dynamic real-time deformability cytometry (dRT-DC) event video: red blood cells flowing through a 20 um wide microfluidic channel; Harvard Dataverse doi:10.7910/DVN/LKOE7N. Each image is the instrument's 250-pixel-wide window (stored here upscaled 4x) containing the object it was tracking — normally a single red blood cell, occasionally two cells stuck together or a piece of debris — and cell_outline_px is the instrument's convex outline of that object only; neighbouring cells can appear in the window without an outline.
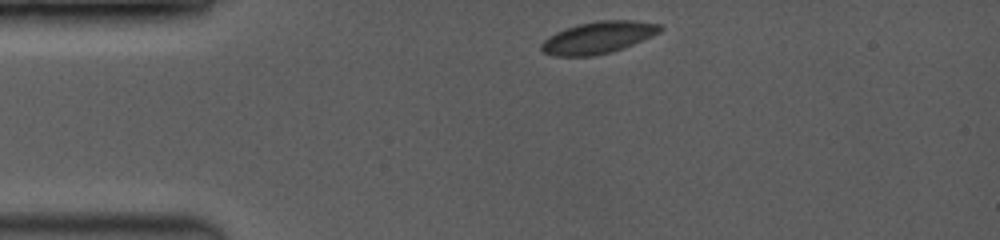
{"species": "common noctule bat (a hibernating species)", "species_latin": "Nyctalus noctula", "temperature_condition": "room temperature", "stored_images_in_passage": 14, "camera_frame_rate_fps": 3500, "um_per_image_px": 0.085, "animal": {"sex": "female", "body_mass_g": 19.0, "forearm_length_mm": 53.3}, "frame": {"image": 1, "passage_image": 1, "time_ms": 0.0, "image_size_px": [1000, 240], "cell_outline_px": [[664, 28], [660, 32], [624, 48], [612, 52], [592, 56], [556, 56], [544, 52], [540, 48], [540, 44], [544, 40], [556, 32], [580, 24], [600, 20], [628, 20], [660, 24]], "centroid_in_image_um": [50.86, 3.2], "position_along_channel_um": 34.1, "area_um2": 21.85}}
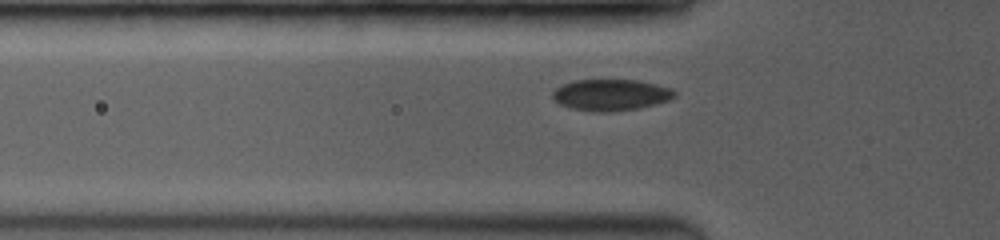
{"frame": {"image": 2, "passage_image": 8, "time_ms": 2.0, "image_size_px": [1000, 240], "cell_outline_px": [[676, 96], [668, 100], [656, 104], [640, 108], [612, 112], [592, 112], [572, 108], [560, 104], [552, 96], [552, 92], [556, 88], [564, 84], [576, 80], [636, 80], [668, 88], [676, 92]], "centroid_in_image_um": [51.91, 8.08], "position_along_channel_um": 73.9, "area_um2": 22.08}}
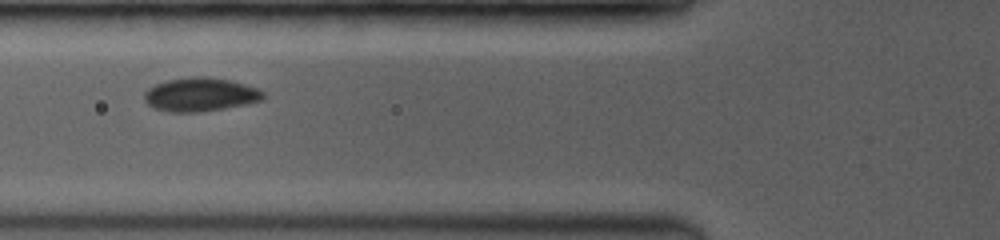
{"frame": {"image": 3, "passage_image": 13, "time_ms": 2.857, "image_size_px": [1000, 240], "cell_outline_px": [[264, 100], [224, 108], [200, 112], [168, 112], [156, 108], [148, 104], [144, 100], [144, 92], [148, 88], [156, 84], [168, 80], [192, 76], [204, 76], [228, 80], [244, 84], [256, 88], [264, 92]], "centroid_in_image_um": [17.01, 8.04], "position_along_channel_um": 108.8, "area_um2": 23.18}}